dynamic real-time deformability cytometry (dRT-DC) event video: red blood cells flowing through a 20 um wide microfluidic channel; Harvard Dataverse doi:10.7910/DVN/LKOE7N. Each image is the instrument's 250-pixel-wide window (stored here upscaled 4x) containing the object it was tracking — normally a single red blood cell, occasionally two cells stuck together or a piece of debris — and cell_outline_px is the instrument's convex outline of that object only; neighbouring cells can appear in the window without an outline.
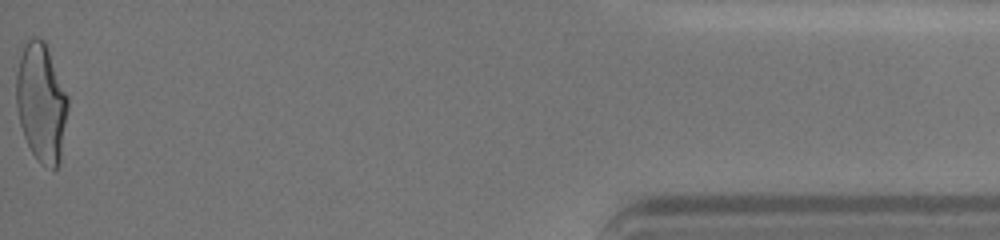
{"species": "human", "species_latin": "Homo sapiens", "temperature_condition": "cold", "stored_images_in_passage": 56, "camera_frame_rate_fps": 3000, "um_per_image_px": 0.085, "donor": {"sex": "female"}, "frame": {"image": 1, "passage_image": 55, "time_ms": 13.0, "image_size_px": [1000, 240], "cell_outline_px": [[68, 108], [60, 164], [52, 172], [40, 164], [36, 160], [24, 136], [20, 124], [16, 108], [16, 76], [20, 56], [24, 40], [36, 36], [44, 40], [48, 48], [68, 96]], "centroid_in_image_um": [3.51, 8.74], "position_along_channel_um": 431.7, "area_um2": 36.3}, "authors_computed_cell_mechanics": {"area_um2": 35.3736, "velocity_mm_per_s": 3.6009, "shape_relaxation_time_tau1_ms": 4.7882, "shape_relaxation_time_tau2_ms": 1.1416, "deformation_change_tau1": 0.1825, "deformation_change_tau2": 0.0877}}